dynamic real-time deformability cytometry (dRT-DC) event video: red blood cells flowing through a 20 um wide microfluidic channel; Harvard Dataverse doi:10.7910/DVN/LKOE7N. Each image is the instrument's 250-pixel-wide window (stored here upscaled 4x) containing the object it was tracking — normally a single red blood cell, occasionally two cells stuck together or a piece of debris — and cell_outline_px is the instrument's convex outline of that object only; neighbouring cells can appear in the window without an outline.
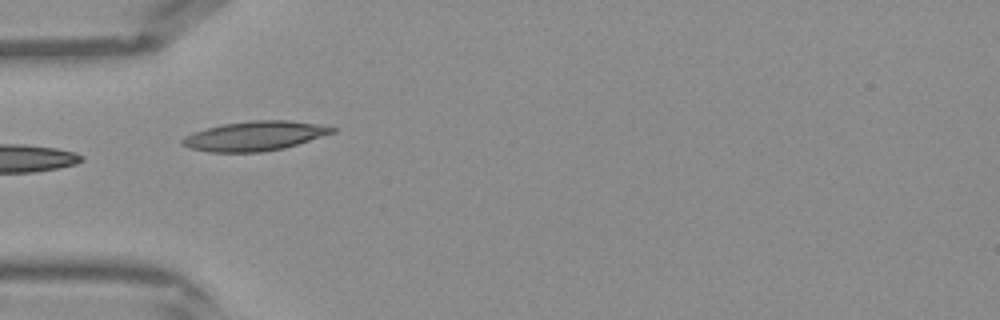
{"species": "Egyptian fruit bat (a non-hibernating species)", "species_latin": "Rousettus aegyptiacus", "temperature_condition": "warm", "stored_images_in_passage": 4, "camera_frame_rate_fps": 3000, "um_per_image_px": 0.085, "frame": {"image": 1, "passage_image": 1, "time_ms": 0.0, "image_size_px": [1000, 320], "cell_outline_px": [[336, 132], [284, 148], [260, 152], [208, 152], [188, 148], [180, 144], [180, 140], [184, 136], [208, 128], [224, 124], [252, 120], [288, 120], [316, 124], [336, 128]], "centroid_in_image_um": [21.63, 11.56], "position_along_channel_um": 63.4, "area_um2": 25.61}}